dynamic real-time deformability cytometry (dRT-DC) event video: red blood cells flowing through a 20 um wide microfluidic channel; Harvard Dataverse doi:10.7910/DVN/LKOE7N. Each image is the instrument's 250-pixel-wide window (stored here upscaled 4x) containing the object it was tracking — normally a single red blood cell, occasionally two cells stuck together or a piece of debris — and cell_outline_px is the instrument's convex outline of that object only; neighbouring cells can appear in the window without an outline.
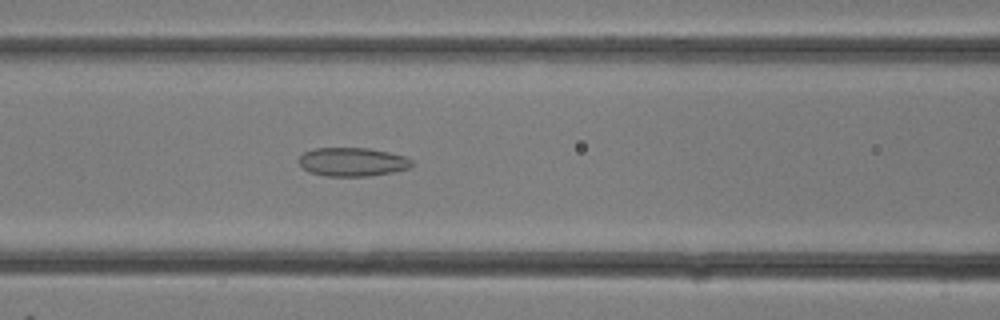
{"species": "common noctule bat (a hibernating species)", "species_latin": "Nyctalus noctula", "temperature_condition": "room temperature", "stored_images_in_passage": 22, "camera_frame_rate_fps": 3000, "um_per_image_px": 0.085, "animal": {"sex": "female"}, "frame": {"image": 1, "passage_image": 13, "time_ms": 4.0, "image_size_px": [1000, 320], "cell_outline_px": [[412, 164], [408, 168], [392, 172], [368, 176], [324, 176], [308, 172], [296, 160], [304, 152], [312, 148], [368, 148], [388, 152], [404, 156], [412, 160]], "centroid_in_image_um": [29.9, 13.76], "position_along_channel_um": 136.7, "area_um2": 18.9}}
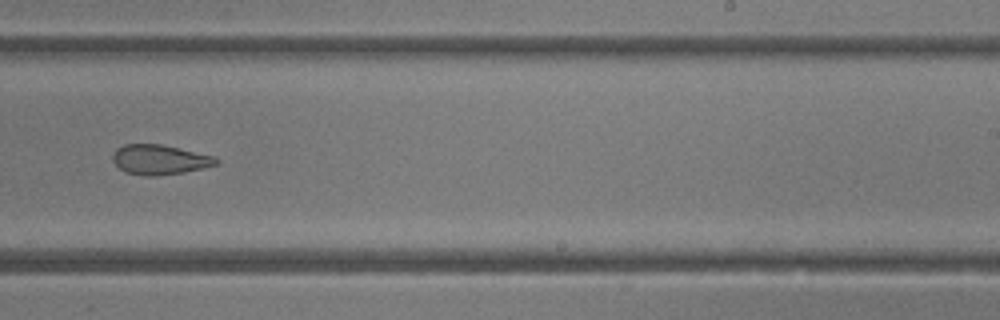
{"frame": {"image": 2, "passage_image": 19, "time_ms": 6.0, "image_size_px": [1000, 320], "cell_outline_px": [[220, 164], [184, 172], [156, 176], [144, 176], [124, 172], [112, 160], [112, 152], [116, 148], [124, 144], [160, 144], [180, 148], [216, 156], [220, 160]], "centroid_in_image_um": [13.58, 13.57], "position_along_channel_um": 275.4, "area_um2": 18.26}}